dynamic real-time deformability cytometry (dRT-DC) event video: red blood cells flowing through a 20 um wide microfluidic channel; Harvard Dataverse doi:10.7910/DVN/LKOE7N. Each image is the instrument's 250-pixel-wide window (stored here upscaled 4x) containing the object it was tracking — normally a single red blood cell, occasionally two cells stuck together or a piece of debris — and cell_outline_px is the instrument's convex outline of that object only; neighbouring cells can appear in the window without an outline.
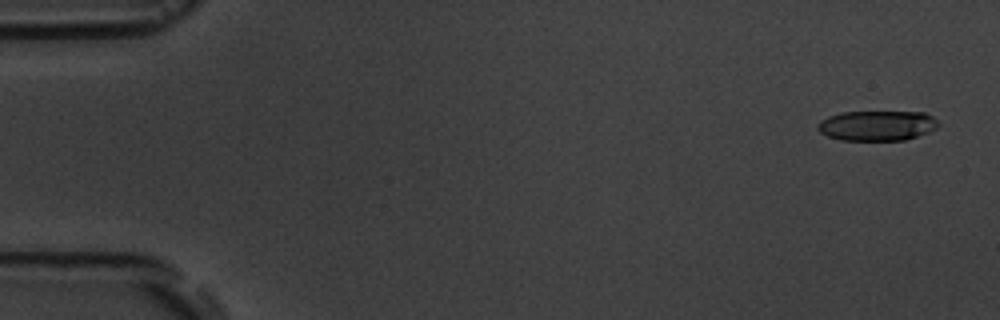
{"species": "common noctule bat (a hibernating species)", "species_latin": "Nyctalus noctula", "temperature_condition": "room temperature", "stored_images_in_passage": 5, "camera_frame_rate_fps": 3000, "um_per_image_px": 0.085, "animal": {"sex": "male", "body_mass_g": 19.5, "forearm_length_mm": 54.6}, "frame": {"image": 1, "passage_image": 1, "time_ms": 0.0, "image_size_px": [1000, 320], "cell_outline_px": [[940, 124], [936, 128], [928, 132], [904, 140], [840, 140], [828, 136], [820, 132], [816, 128], [816, 124], [820, 120], [828, 116], [840, 112], [924, 112], [932, 116]], "centroid_in_image_um": [74.51, 10.67], "position_along_channel_um": 10.5, "area_um2": 21.21}}
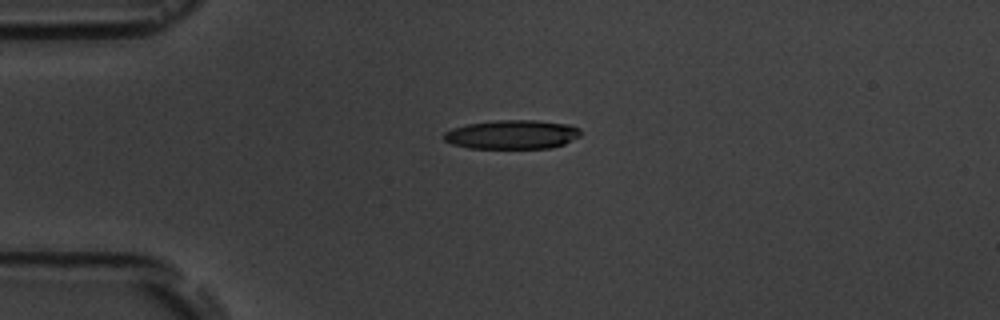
{"frame": {"image": 2, "passage_image": 4, "time_ms": 3.667, "image_size_px": [1000, 320], "cell_outline_px": [[580, 136], [564, 144], [552, 148], [468, 148], [452, 144], [444, 140], [444, 132], [452, 128], [468, 124], [496, 120], [536, 120], [572, 124], [580, 128]], "centroid_in_image_um": [43.56, 11.43], "position_along_channel_um": 41.4, "area_um2": 23.29}}